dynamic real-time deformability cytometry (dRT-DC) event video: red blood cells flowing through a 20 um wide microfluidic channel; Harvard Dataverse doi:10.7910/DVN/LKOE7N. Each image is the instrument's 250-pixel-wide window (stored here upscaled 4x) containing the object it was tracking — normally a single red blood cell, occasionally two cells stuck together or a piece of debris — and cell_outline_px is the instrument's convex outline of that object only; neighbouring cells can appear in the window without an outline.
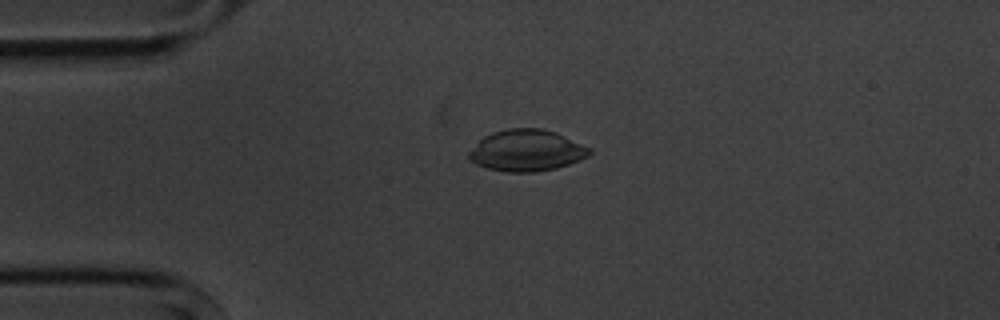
{"species": "common noctule bat (a hibernating species)", "species_latin": "Nyctalus noctula", "temperature_condition": "cold", "stored_images_in_passage": 7, "camera_frame_rate_fps": 3000, "um_per_image_px": 0.085, "animal": {"sex": "male", "body_mass_g": 20.1, "forearm_length_mm": 53.5}, "frame": {"image": 1, "passage_image": 4, "time_ms": 3.333, "image_size_px": [1000, 320], "cell_outline_px": [[592, 152], [588, 156], [580, 160], [556, 168], [536, 172], [508, 172], [488, 168], [476, 164], [468, 156], [468, 152], [484, 136], [492, 132], [508, 128], [544, 128], [556, 132], [592, 148]], "centroid_in_image_um": [44.79, 12.78], "position_along_channel_um": 40.2, "area_um2": 29.19}}
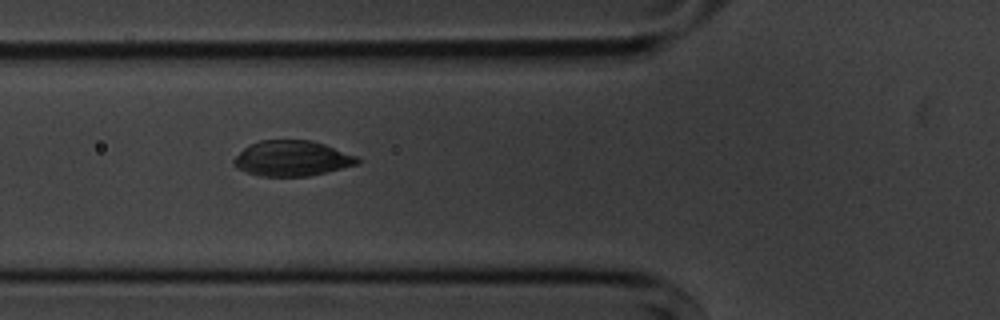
{"frame": {"image": 2, "passage_image": 6, "time_ms": 5.667, "image_size_px": [1000, 320], "cell_outline_px": [[360, 164], [308, 176], [260, 176], [244, 172], [236, 168], [232, 164], [232, 160], [244, 148], [260, 140], [312, 140], [324, 144], [356, 156], [360, 160]], "centroid_in_image_um": [24.8, 13.47], "position_along_channel_um": 101.0, "area_um2": 25.49}}
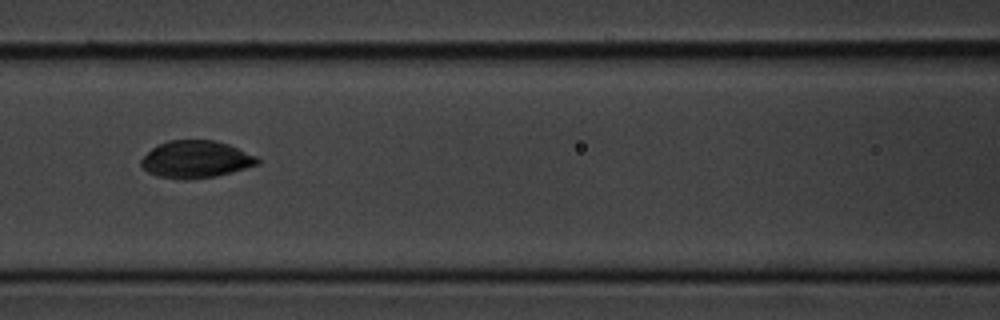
{"frame": {"image": 3, "passage_image": 7, "time_ms": 7.0, "image_size_px": [1000, 320], "cell_outline_px": [[260, 164], [232, 172], [216, 176], [188, 180], [180, 180], [156, 176], [148, 172], [140, 164], [140, 160], [152, 148], [168, 140], [212, 140], [228, 144], [256, 156], [260, 160]], "centroid_in_image_um": [16.64, 13.56], "position_along_channel_um": 150.0, "area_um2": 25.32}}